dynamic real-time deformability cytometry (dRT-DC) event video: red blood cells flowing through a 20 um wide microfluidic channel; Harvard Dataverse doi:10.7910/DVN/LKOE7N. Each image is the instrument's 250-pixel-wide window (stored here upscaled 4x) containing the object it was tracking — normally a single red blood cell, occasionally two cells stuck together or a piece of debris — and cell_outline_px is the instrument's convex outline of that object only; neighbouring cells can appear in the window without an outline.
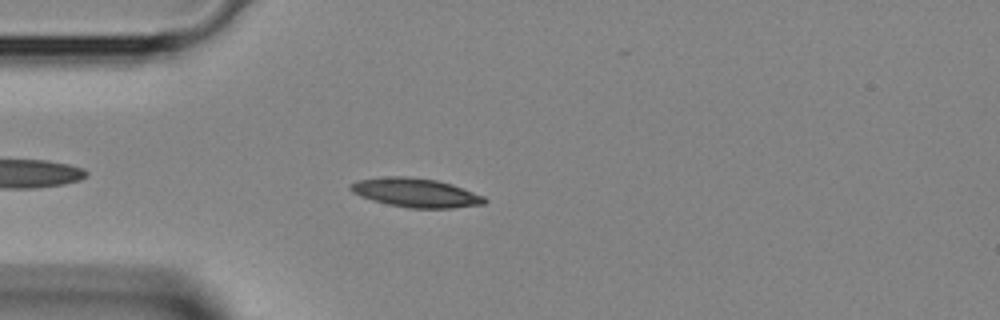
{"species": "Egyptian fruit bat (a non-hibernating species)", "species_latin": "Rousettus aegyptiacus", "temperature_condition": "room temperature", "stored_images_in_passage": 7, "camera_frame_rate_fps": 3000, "um_per_image_px": 0.085, "animal": {"sex": "female"}, "frame": {"image": 1, "passage_image": 2, "time_ms": 0.333, "image_size_px": [1000, 320], "cell_outline_px": [[488, 200], [484, 204], [452, 208], [408, 208], [388, 204], [372, 200], [360, 196], [352, 192], [348, 188], [356, 180], [384, 176], [404, 176], [436, 180], [452, 184], [484, 196]], "centroid_in_image_um": [35.32, 16.38], "position_along_channel_um": 49.7, "area_um2": 22.66}}
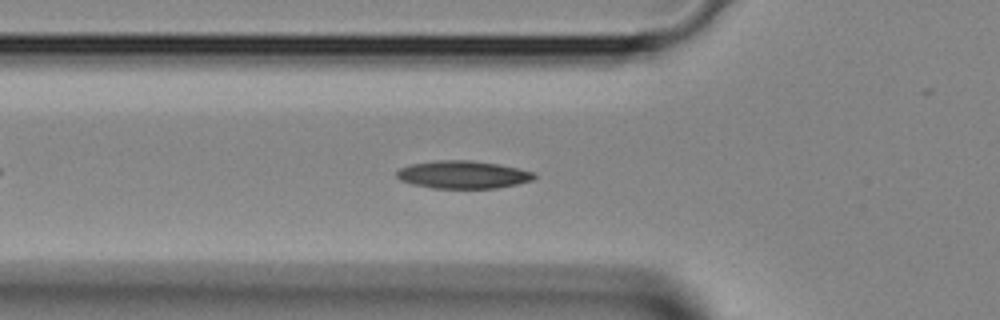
{"frame": {"image": 2, "passage_image": 5, "time_ms": 1.333, "image_size_px": [1000, 320], "cell_outline_px": [[536, 176], [532, 180], [516, 184], [496, 188], [432, 188], [412, 184], [400, 180], [396, 176], [396, 172], [400, 168], [412, 164], [436, 160], [472, 160], [500, 164], [536, 172]], "centroid_in_image_um": [39.36, 14.84], "position_along_channel_um": 86.4, "area_um2": 22.31}}
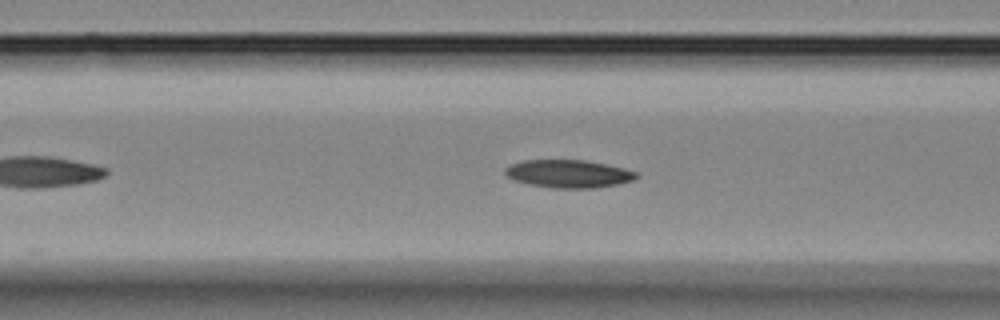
{"frame": {"image": 3, "passage_image": 7, "time_ms": 2.0, "image_size_px": [1000, 320], "cell_outline_px": [[640, 176], [632, 180], [616, 184], [596, 188], [552, 188], [528, 184], [512, 180], [504, 172], [504, 168], [512, 164], [524, 160], [584, 160], [624, 168], [636, 172]], "centroid_in_image_um": [48.3, 14.77], "position_along_channel_um": 118.3, "area_um2": 21.27}}